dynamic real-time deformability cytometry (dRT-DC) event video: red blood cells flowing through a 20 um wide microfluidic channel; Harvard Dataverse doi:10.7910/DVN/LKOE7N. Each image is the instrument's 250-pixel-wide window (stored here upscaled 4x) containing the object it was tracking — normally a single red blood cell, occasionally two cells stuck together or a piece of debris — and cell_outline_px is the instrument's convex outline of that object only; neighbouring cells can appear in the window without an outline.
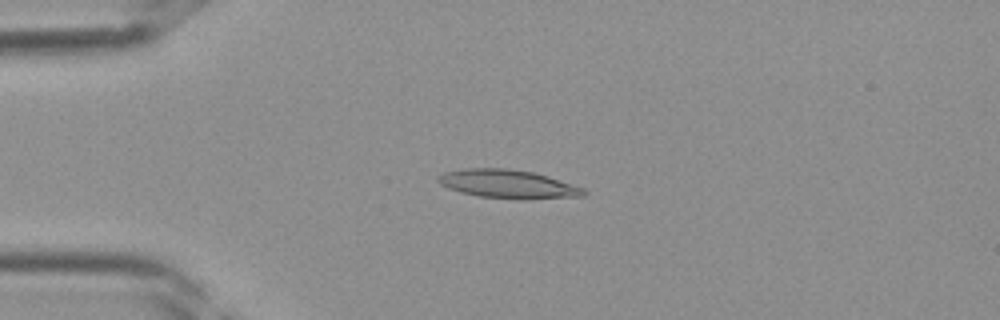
{"species": "Egyptian fruit bat (a non-hibernating species)", "species_latin": "Rousettus aegyptiacus", "temperature_condition": "room temperature", "stored_images_in_passage": 39, "camera_frame_rate_fps": 3000, "um_per_image_px": 0.085, "frame": {"image": 1, "passage_image": 10, "time_ms": 3.0, "image_size_px": [1000, 320], "cell_outline_px": [[588, 192], [584, 196], [524, 200], [520, 200], [480, 196], [460, 192], [448, 188], [440, 184], [436, 180], [436, 176], [444, 172], [464, 168], [504, 168], [532, 172], [548, 176], [584, 188]], "centroid_in_image_um": [43.17, 15.65], "position_along_channel_um": 41.8, "area_um2": 24.45}}
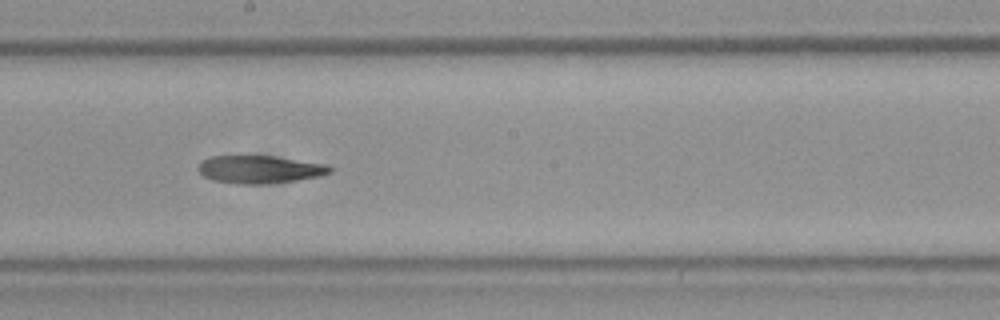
{"frame": {"image": 2, "passage_image": 22, "time_ms": 7.0, "image_size_px": [1000, 320], "cell_outline_px": [[332, 172], [320, 176], [296, 180], [268, 184], [240, 184], [212, 180], [204, 176], [196, 168], [200, 160], [212, 156], [272, 156], [328, 164], [332, 168]], "centroid_in_image_um": [22.06, 14.4], "position_along_channel_um": 226.1, "area_um2": 21.44}}
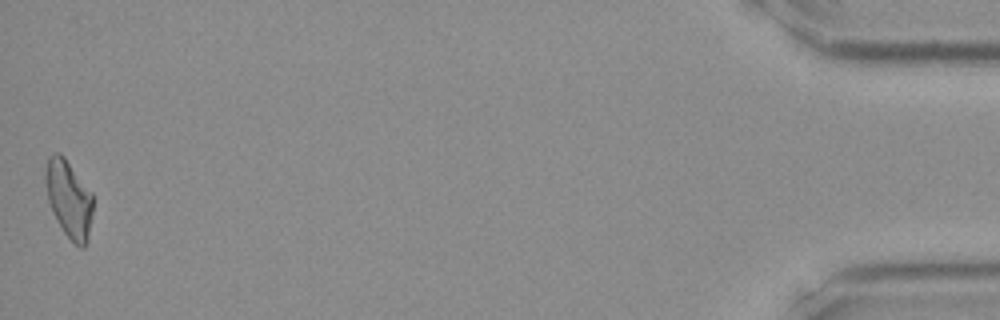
{"frame": {"image": 3, "passage_image": 39, "time_ms": 12.667, "image_size_px": [1000, 320], "cell_outline_px": [[92, 212], [88, 240], [84, 248], [80, 248], [64, 232], [52, 212], [48, 200], [44, 180], [44, 172], [48, 156], [52, 152], [60, 152], [64, 156], [92, 192]], "centroid_in_image_um": [5.83, 16.86], "position_along_channel_um": 429.4, "area_um2": 21.56}}